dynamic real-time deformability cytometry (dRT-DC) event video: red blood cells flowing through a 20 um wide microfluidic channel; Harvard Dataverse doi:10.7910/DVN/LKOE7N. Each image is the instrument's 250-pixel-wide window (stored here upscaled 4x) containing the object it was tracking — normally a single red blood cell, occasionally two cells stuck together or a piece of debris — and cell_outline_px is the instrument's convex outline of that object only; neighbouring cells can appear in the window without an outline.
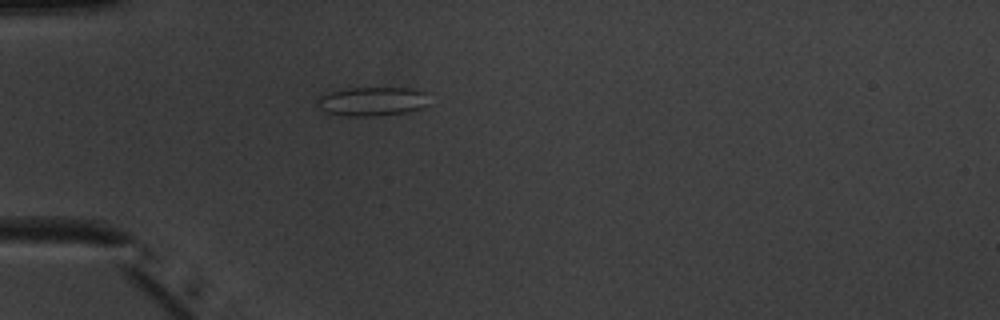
{"species": "common noctule bat (a hibernating species)", "species_latin": "Nyctalus noctula", "temperature_condition": "warm", "stored_images_in_passage": 37, "camera_frame_rate_fps": 3000, "um_per_image_px": 0.085, "animal": {"sex": "male", "body_mass_g": 20.1, "forearm_length_mm": 53.5}, "frame": {"image": 1, "passage_image": 1, "time_ms": 0.0, "image_size_px": [1000, 320], "cell_outline_px": [[428, 104], [424, 108], [408, 112], [376, 116], [348, 116], [328, 112], [320, 108], [316, 96], [328, 92], [348, 88], [408, 88], [428, 92]], "centroid_in_image_um": [31.68, 8.61], "position_along_channel_um": 53.3, "area_um2": 19.07}}
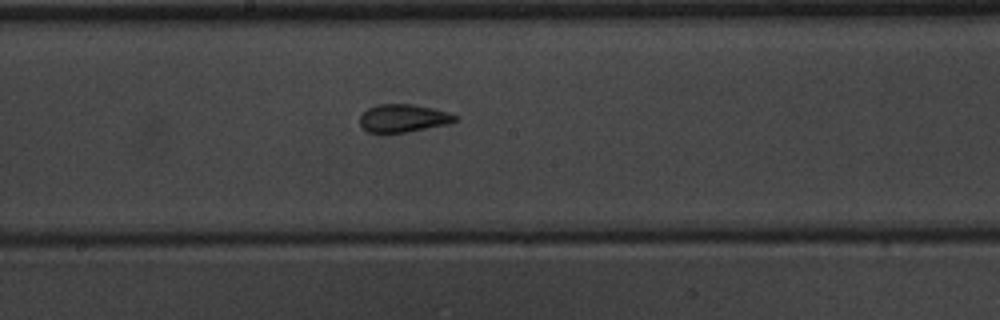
{"frame": {"image": 2, "passage_image": 14, "time_ms": 4.333, "image_size_px": [1000, 320], "cell_outline_px": [[460, 120], [448, 124], [408, 132], [384, 136], [380, 136], [368, 132], [360, 124], [360, 116], [368, 108], [376, 104], [412, 104], [432, 108], [448, 112], [460, 116]], "centroid_in_image_um": [34.27, 10.09], "position_along_channel_um": 213.9, "area_um2": 16.18}}
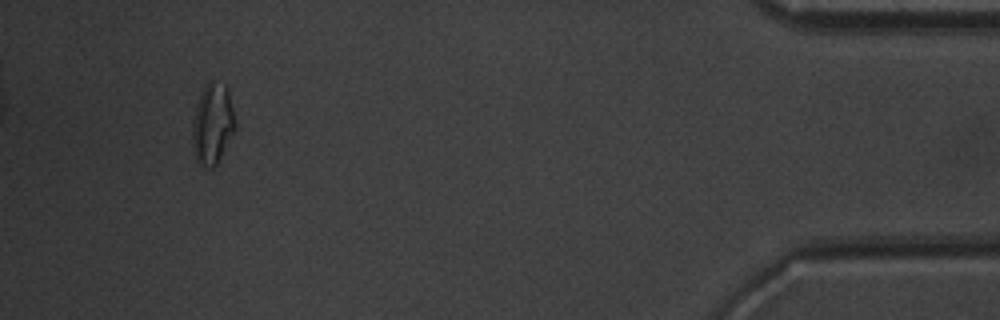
{"frame": {"image": 3, "passage_image": 34, "time_ms": 11.0, "image_size_px": [1000, 320], "cell_outline_px": [[236, 128], [216, 164], [212, 168], [208, 168], [200, 164], [196, 160], [192, 152], [192, 120], [196, 104], [208, 80], [212, 80], [224, 84], [228, 88], [236, 124]], "centroid_in_image_um": [18.05, 10.52], "position_along_channel_um": 417.2, "area_um2": 20.29}, "authors_computed_cell_mechanics": {"area_um2": 16.1262, "velocity_mm_per_s": 3.973, "shape_relaxation_time_tau1_ms": 9.8605, "shape_relaxation_time_tau2_ms": 1.3092, "deformation_change_tau1": 0.2156, "deformation_change_tau2": 0.0813}}